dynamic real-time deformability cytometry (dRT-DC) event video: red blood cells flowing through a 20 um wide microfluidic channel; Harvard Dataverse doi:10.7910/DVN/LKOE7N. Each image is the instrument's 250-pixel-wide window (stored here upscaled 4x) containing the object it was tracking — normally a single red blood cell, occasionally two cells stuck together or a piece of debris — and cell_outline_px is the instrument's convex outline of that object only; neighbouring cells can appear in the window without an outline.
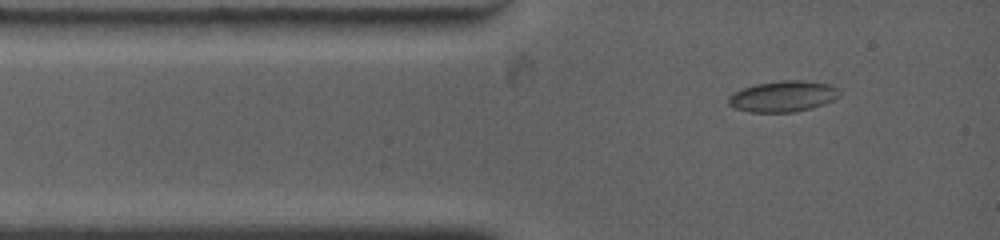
{"species": "common noctule bat (a hibernating species)", "species_latin": "Nyctalus noctula", "temperature_condition": "warm", "stored_images_in_passage": 6, "camera_frame_rate_fps": 4500, "um_per_image_px": 0.085, "animal": {"sex": "female", "body_mass_g": 19.0, "forearm_length_mm": 53.3}, "frame": {"image": 1, "passage_image": 1, "time_ms": 0.0, "image_size_px": [1000, 240], "cell_outline_px": [[840, 96], [824, 104], [812, 108], [792, 112], [748, 112], [732, 108], [728, 104], [728, 96], [732, 92], [756, 84], [780, 80], [804, 80], [828, 84], [836, 88], [840, 92]], "centroid_in_image_um": [66.51, 8.19], "position_along_channel_um": 18.5, "area_um2": 20.17}}
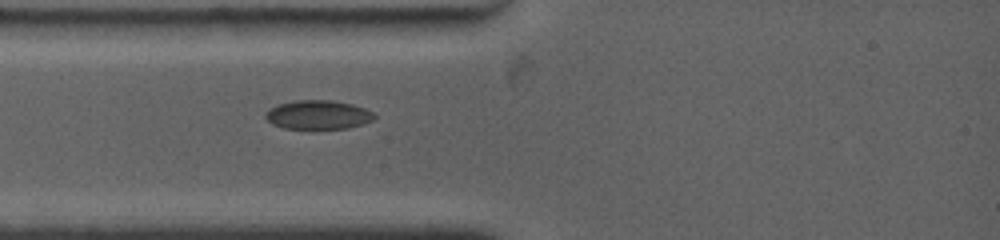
{"frame": {"image": 2, "passage_image": 3, "time_ms": 1.556, "image_size_px": [1000, 240], "cell_outline_px": [[376, 116], [372, 120], [364, 124], [348, 128], [284, 128], [272, 124], [264, 116], [264, 112], [268, 108], [276, 104], [296, 100], [332, 100], [352, 104], [364, 108], [372, 112]], "centroid_in_image_um": [27.0, 9.74], "position_along_channel_um": 58.0, "area_um2": 18.44}}
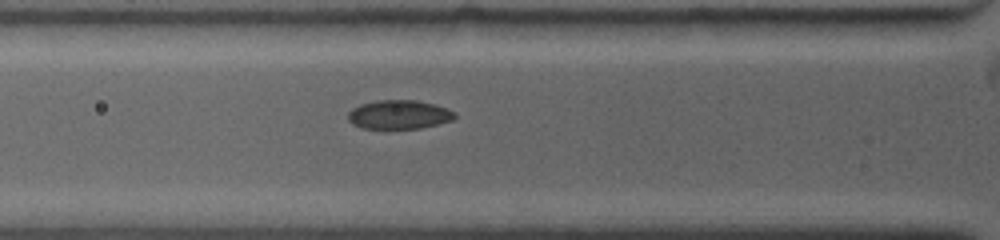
{"frame": {"image": 3, "passage_image": 5, "time_ms": 2.444, "image_size_px": [1000, 240], "cell_outline_px": [[456, 116], [452, 120], [420, 128], [364, 128], [352, 124], [348, 120], [348, 112], [352, 108], [360, 104], [376, 100], [416, 100], [436, 104], [448, 108], [456, 112]], "centroid_in_image_um": [33.92, 9.72], "position_along_channel_um": 91.9, "area_um2": 18.03}}